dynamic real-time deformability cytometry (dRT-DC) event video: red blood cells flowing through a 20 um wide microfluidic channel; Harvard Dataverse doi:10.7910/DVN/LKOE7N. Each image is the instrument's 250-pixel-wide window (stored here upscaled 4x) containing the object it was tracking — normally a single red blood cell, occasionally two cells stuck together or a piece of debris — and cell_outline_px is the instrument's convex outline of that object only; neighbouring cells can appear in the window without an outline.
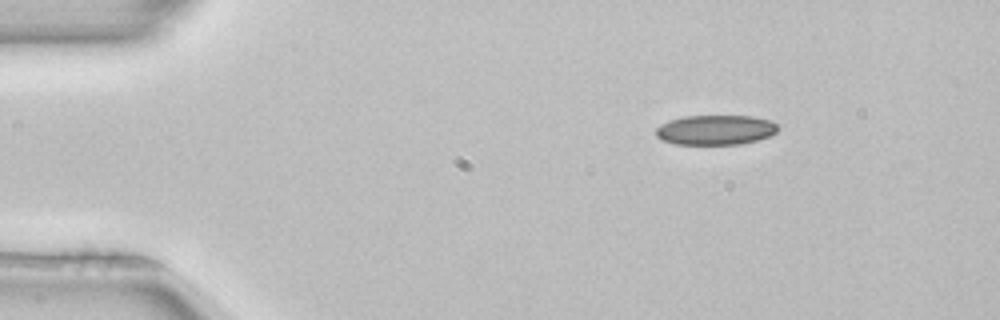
{"species": "common noctule bat (a hibernating species)", "species_latin": "Nyctalus noctula", "temperature_condition": "room temperature", "stored_images_in_passage": 12, "camera_frame_rate_fps": 3000, "um_per_image_px": 0.085, "animal": {"sex": "female", "body_mass_g": 22.7, "forearm_length_mm": 54.2}, "frame": {"image": 1, "passage_image": 12, "time_ms": 3.667, "image_size_px": [1000, 320], "cell_outline_px": [[780, 128], [776, 132], [768, 136], [756, 140], [740, 144], [676, 144], [660, 140], [656, 136], [656, 128], [660, 124], [668, 120], [684, 116], [752, 116], [772, 120]], "centroid_in_image_um": [60.8, 11.03], "position_along_channel_um": 24.2, "area_um2": 21.33}}